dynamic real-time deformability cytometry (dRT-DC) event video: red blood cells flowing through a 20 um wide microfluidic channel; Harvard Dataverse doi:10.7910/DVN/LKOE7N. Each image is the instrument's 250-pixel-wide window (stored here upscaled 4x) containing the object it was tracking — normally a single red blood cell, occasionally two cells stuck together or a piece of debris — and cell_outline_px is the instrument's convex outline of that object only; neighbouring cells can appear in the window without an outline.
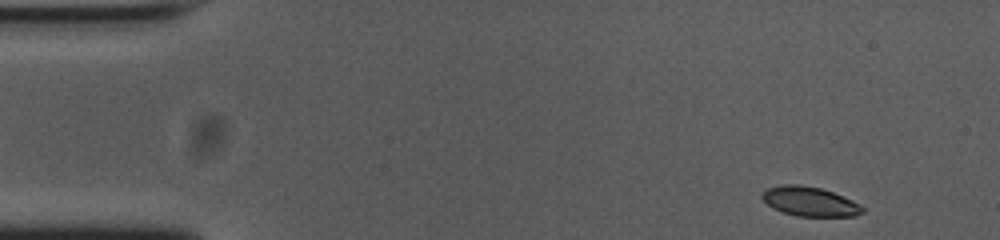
{"species": "common noctule bat (a hibernating species)", "species_latin": "Nyctalus noctula", "temperature_condition": "cold", "stored_images_in_passage": 50, "camera_frame_rate_fps": 3000, "um_per_image_px": 0.085, "animal": {"sex": "female", "body_mass_g": 23.0, "forearm_length_mm": 53.4}, "frame": {"image": 1, "passage_image": 1, "time_ms": 0.0, "image_size_px": [1000, 240], "cell_outline_px": [[864, 212], [856, 216], [796, 216], [772, 208], [760, 196], [768, 188], [784, 184], [800, 184], [820, 188], [832, 192], [852, 200], [860, 204], [864, 208]], "centroid_in_image_um": [68.85, 17.13], "position_along_channel_um": 16.2, "area_um2": 17.11}}
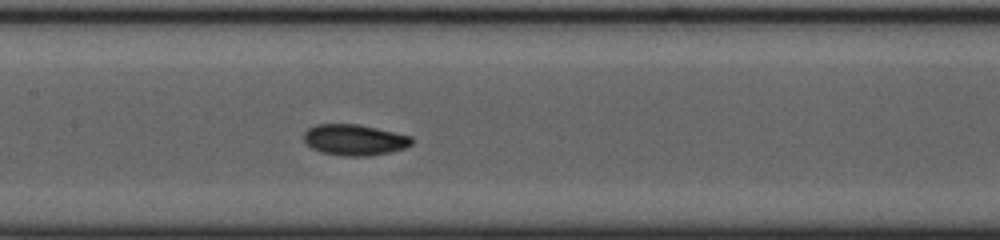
{"frame": {"image": 2, "passage_image": 22, "time_ms": 7.0, "image_size_px": [1000, 240], "cell_outline_px": [[412, 144], [404, 148], [392, 152], [368, 156], [344, 156], [320, 152], [312, 148], [304, 140], [304, 132], [308, 128], [316, 124], [356, 124], [376, 128], [412, 136]], "centroid_in_image_um": [30.13, 11.89], "position_along_channel_um": 177.3, "area_um2": 19.48}}
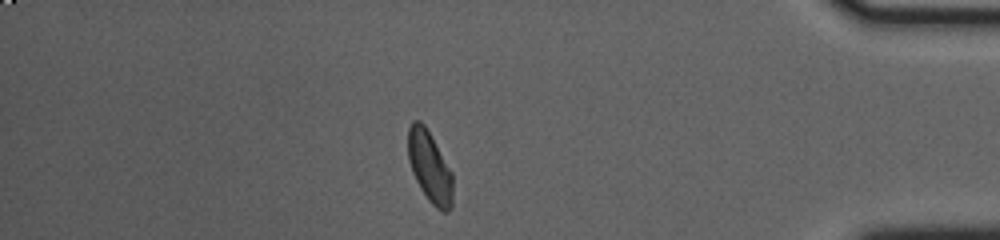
{"frame": {"image": 3, "passage_image": 43, "time_ms": 14.0, "image_size_px": [1000, 240], "cell_outline_px": [[452, 208], [448, 212], [444, 212], [436, 208], [428, 200], [420, 188], [412, 172], [408, 160], [408, 128], [412, 120], [420, 120], [424, 124], [452, 172]], "centroid_in_image_um": [36.51, 14.2], "position_along_channel_um": 398.7, "area_um2": 18.55}, "authors_computed_cell_mechanics": {"area_um2": 18.6983, "velocity_mm_per_s": 3.7384, "shape_relaxation_time_tau1_ms": 3.9045, "shape_relaxation_time_tau2_ms": 3.2677, "deformation_change_tau1": 0.1179, "deformation_change_tau2": 0.0653}}